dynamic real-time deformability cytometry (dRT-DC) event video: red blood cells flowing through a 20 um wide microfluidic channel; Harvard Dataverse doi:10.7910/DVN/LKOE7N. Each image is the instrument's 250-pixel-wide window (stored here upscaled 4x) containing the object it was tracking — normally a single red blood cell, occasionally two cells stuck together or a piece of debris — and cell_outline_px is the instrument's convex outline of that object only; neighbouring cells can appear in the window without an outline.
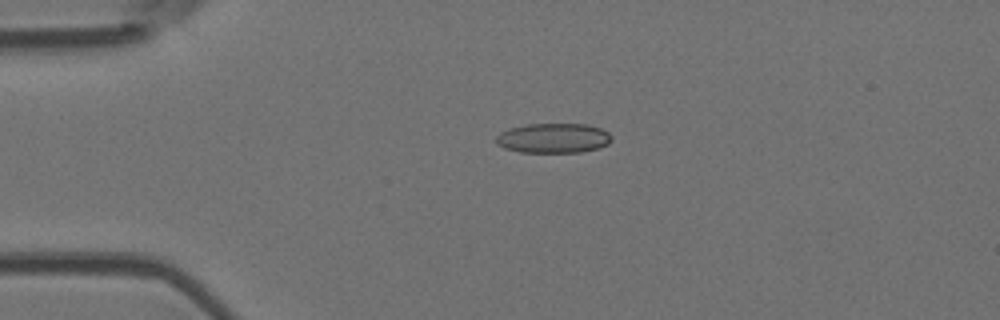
{"species": "Egyptian fruit bat (a non-hibernating species)", "species_latin": "Rousettus aegyptiacus", "temperature_condition": "room temperature", "stored_images_in_passage": 5, "camera_frame_rate_fps": 3000, "um_per_image_px": 0.085, "animal": {"sex": "female"}, "frame": {"image": 1, "passage_image": 3, "time_ms": 3.333, "image_size_px": [1000, 320], "cell_outline_px": [[612, 140], [608, 144], [600, 148], [580, 152], [520, 152], [504, 148], [496, 144], [496, 136], [500, 132], [512, 128], [528, 124], [588, 124], [600, 128], [608, 132], [612, 136]], "centroid_in_image_um": [47.06, 11.74], "position_along_channel_um": 37.9, "area_um2": 20.11}}
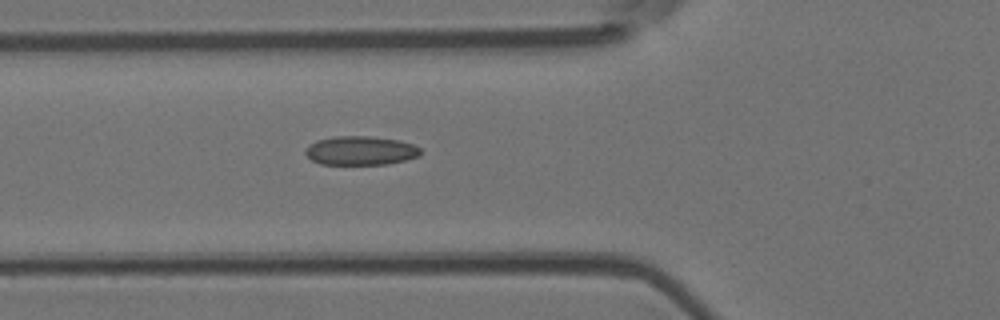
{"frame": {"image": 2, "passage_image": 5, "time_ms": 5.667, "image_size_px": [1000, 320], "cell_outline_px": [[420, 156], [388, 164], [320, 164], [312, 160], [304, 152], [308, 144], [316, 140], [336, 136], [368, 136], [400, 140], [412, 144], [420, 148]], "centroid_in_image_um": [30.63, 12.8], "position_along_channel_um": 95.2, "area_um2": 19.42}}